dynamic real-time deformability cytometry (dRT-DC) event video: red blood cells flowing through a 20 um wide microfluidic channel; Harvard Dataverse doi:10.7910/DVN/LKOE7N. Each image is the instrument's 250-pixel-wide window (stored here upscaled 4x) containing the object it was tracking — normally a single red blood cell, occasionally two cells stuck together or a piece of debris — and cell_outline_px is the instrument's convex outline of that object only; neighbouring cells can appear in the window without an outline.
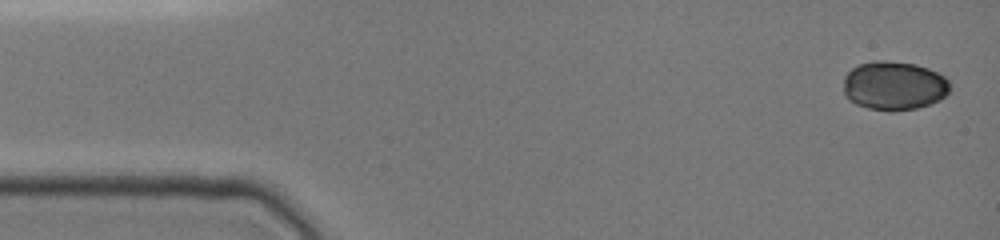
{"species": "common noctule bat (a hibernating species)", "species_latin": "Nyctalus noctula", "temperature_condition": "cold", "stored_images_in_passage": 26, "camera_frame_rate_fps": 3000, "um_per_image_px": 0.085, "animal": {"sex": "female", "body_mass_g": 19.0, "forearm_length_mm": 51.5}, "frame": {"image": 1, "passage_image": 1, "time_ms": 0.0, "image_size_px": [1000, 240], "cell_outline_px": [[948, 92], [940, 100], [916, 108], [868, 108], [856, 104], [848, 100], [844, 96], [844, 76], [852, 68], [860, 64], [876, 60], [884, 60], [916, 64], [928, 68], [944, 76], [948, 80]], "centroid_in_image_um": [75.96, 7.24], "position_along_channel_um": 9.0, "area_um2": 29.71}}
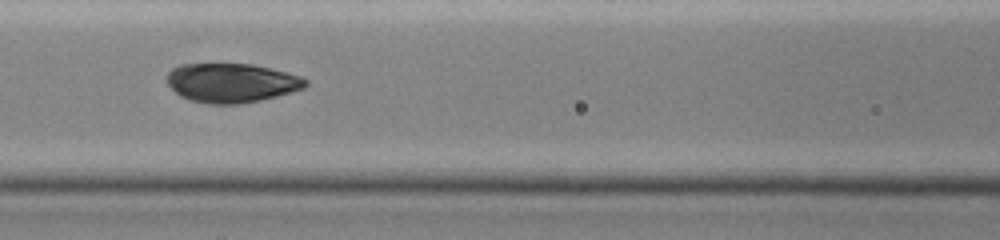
{"frame": {"image": 2, "passage_image": 15, "time_ms": 6.333, "image_size_px": [1000, 240], "cell_outline_px": [[308, 84], [304, 88], [292, 92], [260, 100], [240, 104], [208, 104], [188, 100], [180, 96], [164, 80], [168, 72], [172, 68], [180, 64], [252, 64], [288, 72], [304, 76], [308, 80]], "centroid_in_image_um": [19.68, 7.04], "position_along_channel_um": 146.9, "area_um2": 32.02}}
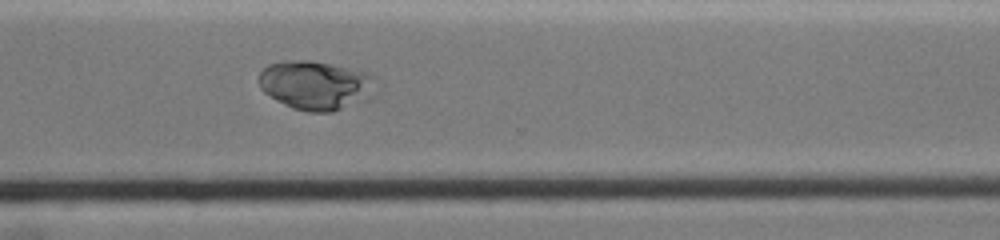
{"frame": {"image": 3, "passage_image": 26, "time_ms": 11.333, "image_size_px": [1000, 240], "cell_outline_px": [[380, 80], [332, 112], [308, 112], [292, 108], [276, 100], [264, 92], [260, 88], [256, 80], [260, 72], [268, 64], [284, 60], [312, 60], [332, 64], [368, 72], [376, 76]], "centroid_in_image_um": [26.63, 7.17], "position_along_channel_um": 344.0, "area_um2": 32.19}}